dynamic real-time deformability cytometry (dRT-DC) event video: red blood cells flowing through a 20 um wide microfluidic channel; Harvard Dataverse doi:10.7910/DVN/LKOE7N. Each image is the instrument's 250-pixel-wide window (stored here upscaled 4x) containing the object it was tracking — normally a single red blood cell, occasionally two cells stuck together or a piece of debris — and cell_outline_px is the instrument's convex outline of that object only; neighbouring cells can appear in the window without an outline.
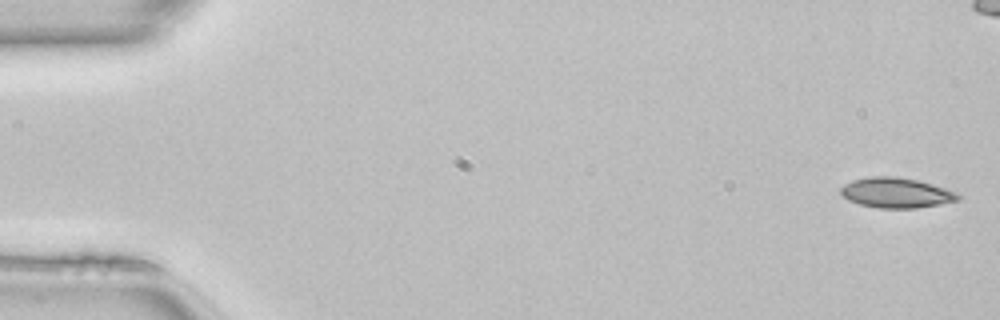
{"species": "common noctule bat (a hibernating species)", "species_latin": "Nyctalus noctula", "temperature_condition": "room temperature", "stored_images_in_passage": 50, "camera_frame_rate_fps": 3000, "um_per_image_px": 0.085, "animal": {"sex": "female", "body_mass_g": 22.7, "forearm_length_mm": 54.2}, "frame": {"image": 1, "passage_image": 1, "time_ms": 0.0, "image_size_px": [1000, 320], "cell_outline_px": [[960, 200], [940, 204], [916, 208], [880, 208], [860, 204], [848, 200], [840, 192], [840, 188], [844, 184], [852, 180], [872, 176], [896, 176], [920, 180], [956, 192], [960, 196]], "centroid_in_image_um": [76.18, 16.38], "position_along_channel_um": 8.8, "area_um2": 20.63}}
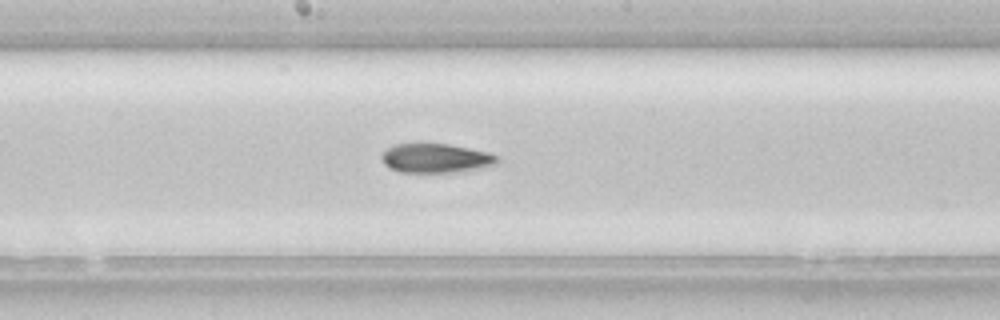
{"frame": {"image": 2, "passage_image": 26, "time_ms": 8.333, "image_size_px": [1000, 320], "cell_outline_px": [[500, 160], [496, 164], [456, 172], [400, 172], [388, 168], [384, 164], [380, 156], [388, 148], [396, 144], [448, 144], [488, 152], [496, 156]], "centroid_in_image_um": [37.01, 13.45], "position_along_channel_um": 211.2, "area_um2": 19.42}}
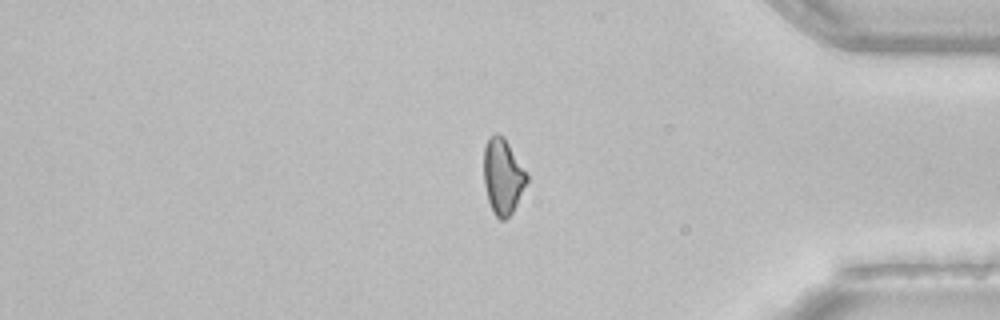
{"frame": {"image": 3, "passage_image": 41, "time_ms": 13.333, "image_size_px": [1000, 320], "cell_outline_px": [[528, 180], [512, 212], [504, 220], [500, 220], [492, 212], [488, 200], [484, 184], [484, 144], [488, 136], [496, 132], [504, 136], [528, 176]], "centroid_in_image_um": [42.71, 14.96], "position_along_channel_um": 392.5, "area_um2": 18.9}, "authors_computed_cell_mechanics": {"area_um2": 19.7098, "velocity_mm_per_s": 4.1378, "shape_relaxation_time_tau1_ms": null, "shape_relaxation_time_tau2_ms": 4.2137, "deformation_change_tau1": null, "deformation_change_tau2": 0.106}}